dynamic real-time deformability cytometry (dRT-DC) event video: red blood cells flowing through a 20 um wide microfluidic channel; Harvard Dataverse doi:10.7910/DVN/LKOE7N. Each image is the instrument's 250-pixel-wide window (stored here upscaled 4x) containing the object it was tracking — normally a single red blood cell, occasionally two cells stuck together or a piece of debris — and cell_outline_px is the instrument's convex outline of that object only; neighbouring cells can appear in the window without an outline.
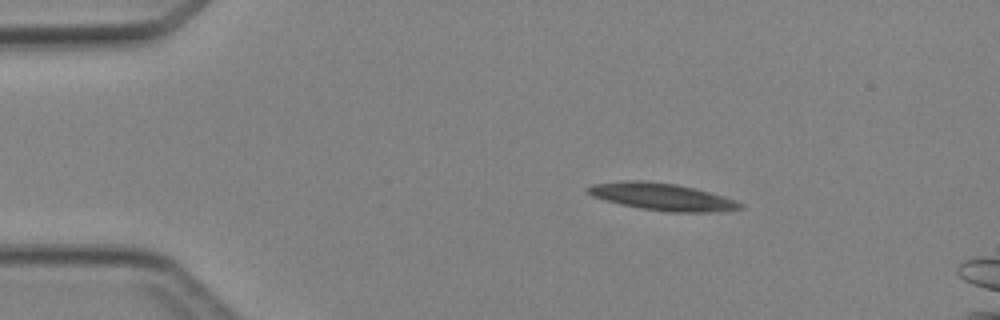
{"species": "Egyptian fruit bat (a non-hibernating species)", "species_latin": "Rousettus aegyptiacus", "temperature_condition": "cold", "stored_images_in_passage": 3, "camera_frame_rate_fps": 3000, "um_per_image_px": 0.085, "animal": {"sex": "female"}, "frame": {"image": 1, "passage_image": 1, "time_ms": 0.0, "image_size_px": [1000, 320], "cell_outline_px": [[744, 208], [720, 212], [668, 212], [640, 208], [620, 204], [604, 200], [592, 196], [584, 188], [592, 184], [624, 180], [644, 180], [676, 184], [724, 196], [744, 204]], "centroid_in_image_um": [56.26, 16.73], "position_along_channel_um": 28.7, "area_um2": 24.22}}